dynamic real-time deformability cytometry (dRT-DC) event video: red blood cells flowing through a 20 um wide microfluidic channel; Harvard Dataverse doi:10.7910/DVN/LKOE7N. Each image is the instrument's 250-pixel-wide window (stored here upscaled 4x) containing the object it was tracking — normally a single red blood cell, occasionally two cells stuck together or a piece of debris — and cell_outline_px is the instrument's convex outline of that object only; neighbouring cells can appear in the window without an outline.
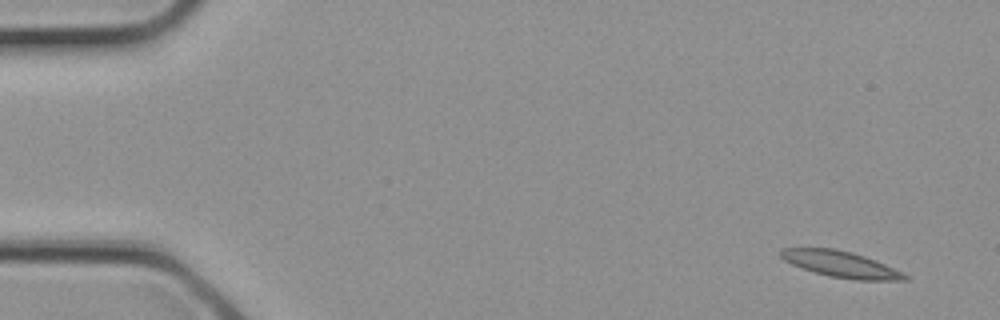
{"species": "common noctule bat (a hibernating species)", "species_latin": "Nyctalus noctula", "temperature_condition": "cold", "stored_images_in_passage": 3, "camera_frame_rate_fps": 3000, "um_per_image_px": 0.085, "animal": {"sex": "female", "body_mass_g": 21.9}, "frame": {"image": 1, "passage_image": 1, "time_ms": 0.0, "image_size_px": [1000, 320], "cell_outline_px": [[908, 280], [856, 280], [828, 276], [792, 264], [784, 260], [780, 256], [780, 248], [836, 248], [852, 252], [864, 256], [904, 272], [908, 276]], "centroid_in_image_um": [71.48, 22.45], "position_along_channel_um": 13.5, "area_um2": 18.79}}
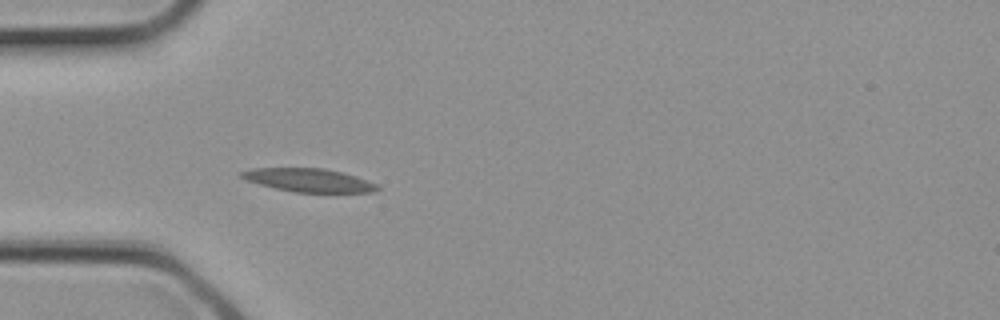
{"frame": {"image": 2, "passage_image": 3, "time_ms": 0.667, "image_size_px": [1000, 320], "cell_outline_px": [[380, 188], [376, 192], [292, 192], [260, 184], [248, 180], [240, 176], [240, 172], [252, 168], [324, 168], [344, 172], [368, 180], [376, 184]], "centroid_in_image_um": [26.29, 15.31], "position_along_channel_um": 58.7, "area_um2": 18.44}}